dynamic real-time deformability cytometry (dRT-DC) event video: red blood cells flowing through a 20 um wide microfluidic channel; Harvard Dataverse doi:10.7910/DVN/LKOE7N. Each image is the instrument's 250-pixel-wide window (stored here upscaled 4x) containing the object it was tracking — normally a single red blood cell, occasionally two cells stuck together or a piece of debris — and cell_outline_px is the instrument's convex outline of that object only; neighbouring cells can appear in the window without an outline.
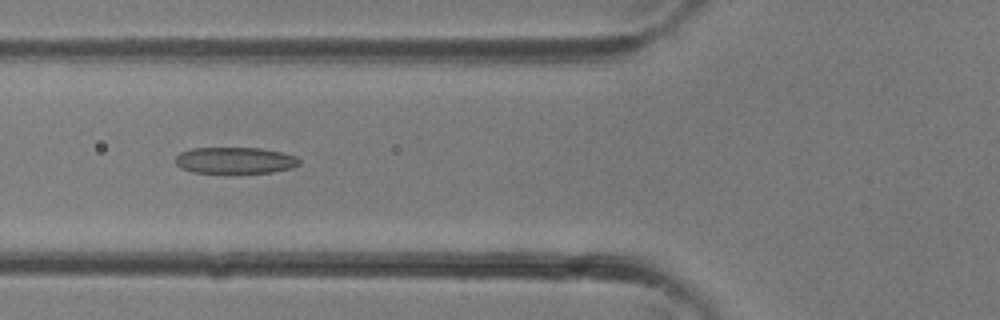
{"species": "common noctule bat (a hibernating species)", "species_latin": "Nyctalus noctula", "temperature_condition": "room temperature", "stored_images_in_passage": 26, "camera_frame_rate_fps": 3000, "um_per_image_px": 0.085, "animal": {"sex": "female"}, "frame": {"image": 1, "passage_image": 5, "time_ms": 1.333, "image_size_px": [1000, 320], "cell_outline_px": [[300, 164], [292, 168], [272, 172], [228, 176], [224, 176], [192, 172], [180, 168], [176, 164], [176, 156], [180, 152], [192, 148], [260, 148], [280, 152], [296, 156], [300, 160]], "centroid_in_image_um": [19.95, 13.69], "position_along_channel_um": 105.9, "area_um2": 20.11}}
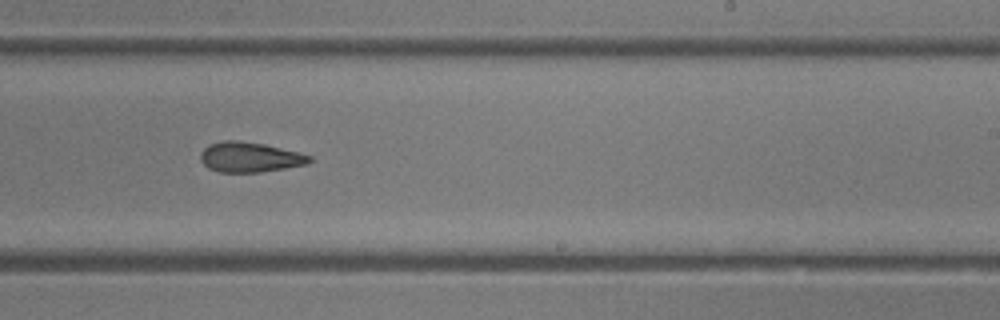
{"frame": {"image": 2, "passage_image": 13, "time_ms": 4.0, "image_size_px": [1000, 320], "cell_outline_px": [[312, 160], [308, 164], [260, 172], [220, 172], [208, 168], [200, 160], [200, 152], [208, 144], [220, 140], [236, 140], [264, 144], [300, 152], [312, 156]], "centroid_in_image_um": [21.22, 13.35], "position_along_channel_um": 267.8, "area_um2": 19.25}}
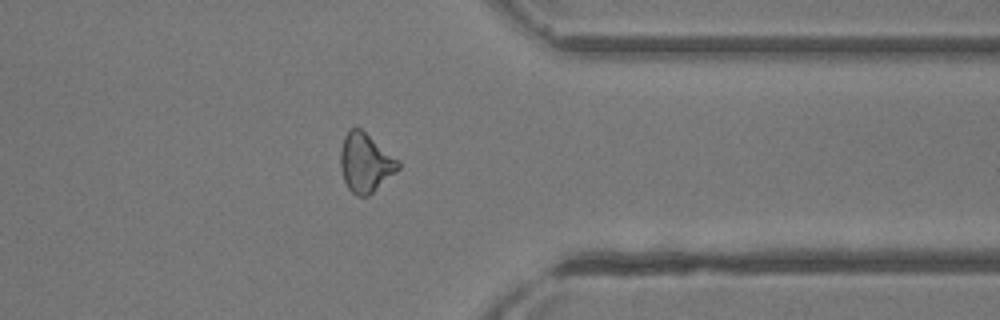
{"frame": {"image": 3, "passage_image": 19, "time_ms": 6.0, "image_size_px": [1000, 320], "cell_outline_px": [[400, 168], [396, 172], [368, 196], [356, 196], [348, 188], [344, 180], [340, 168], [340, 152], [344, 136], [348, 128], [360, 128], [400, 160]], "centroid_in_image_um": [31.06, 13.83], "position_along_channel_um": 380.3, "area_um2": 19.88}}